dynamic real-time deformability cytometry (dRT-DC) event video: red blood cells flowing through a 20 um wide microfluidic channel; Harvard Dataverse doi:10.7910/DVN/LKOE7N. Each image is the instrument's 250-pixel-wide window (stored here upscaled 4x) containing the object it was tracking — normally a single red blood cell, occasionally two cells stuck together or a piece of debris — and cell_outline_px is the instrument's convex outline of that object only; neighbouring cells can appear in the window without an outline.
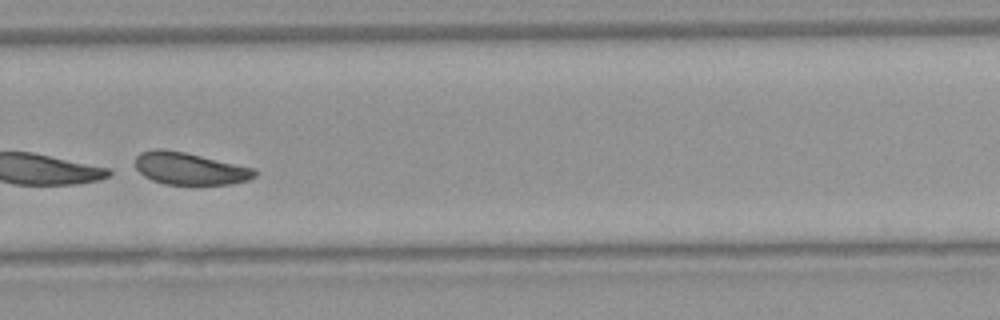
{"species": "Egyptian fruit bat (a non-hibernating species)", "species_latin": "Rousettus aegyptiacus", "temperature_condition": "warm", "stored_images_in_passage": 50, "camera_frame_rate_fps": 3000, "um_per_image_px": 0.085, "animal": {"sex": "female"}, "frame": {"image": 1, "passage_image": 35, "time_ms": 11.333, "image_size_px": [1000, 320], "cell_outline_px": [[256, 176], [248, 180], [232, 184], [196, 188], [164, 184], [152, 180], [144, 176], [136, 168], [136, 156], [140, 152], [152, 148], [164, 148], [184, 152], [252, 168], [256, 172]], "centroid_in_image_um": [16.1, 14.38], "position_along_channel_um": 313.7, "area_um2": 23.24}}